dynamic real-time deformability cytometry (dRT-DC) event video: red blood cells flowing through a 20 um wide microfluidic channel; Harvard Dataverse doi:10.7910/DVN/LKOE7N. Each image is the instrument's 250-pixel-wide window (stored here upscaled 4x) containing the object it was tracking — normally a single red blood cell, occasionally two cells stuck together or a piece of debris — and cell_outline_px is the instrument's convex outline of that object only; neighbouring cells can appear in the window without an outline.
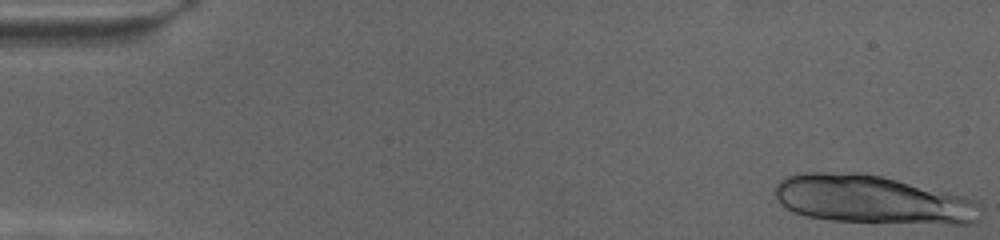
{"species": "human", "species_latin": "Homo sapiens", "temperature_condition": "cold", "stored_images_in_passage": 22, "camera_frame_rate_fps": 3000, "um_per_image_px": 0.085, "donor": {"sex": "female"}, "frame": {"image": 1, "passage_image": 1, "time_ms": 0.0, "image_size_px": [1000, 240], "cell_outline_px": [[980, 220], [976, 224], [948, 224], [832, 220], [804, 216], [792, 212], [780, 204], [776, 196], [776, 184], [784, 176], [804, 172], [856, 172], [880, 176], [964, 196], [980, 204]], "centroid_in_image_um": [74.13, 16.97], "position_along_channel_um": 10.9, "area_um2": 57.92}}
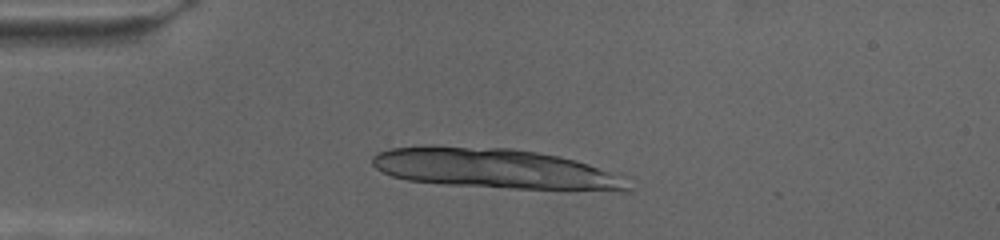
{"frame": {"image": 2, "passage_image": 16, "time_ms": 5.0, "image_size_px": [1000, 240], "cell_outline_px": [[632, 192], [620, 192], [512, 188], [444, 184], [408, 180], [392, 176], [376, 168], [372, 164], [372, 156], [376, 152], [392, 148], [428, 144], [432, 144], [512, 148], [560, 156], [576, 160], [632, 176]], "centroid_in_image_um": [42.26, 14.33], "position_along_channel_um": 42.7, "area_um2": 61.61}}